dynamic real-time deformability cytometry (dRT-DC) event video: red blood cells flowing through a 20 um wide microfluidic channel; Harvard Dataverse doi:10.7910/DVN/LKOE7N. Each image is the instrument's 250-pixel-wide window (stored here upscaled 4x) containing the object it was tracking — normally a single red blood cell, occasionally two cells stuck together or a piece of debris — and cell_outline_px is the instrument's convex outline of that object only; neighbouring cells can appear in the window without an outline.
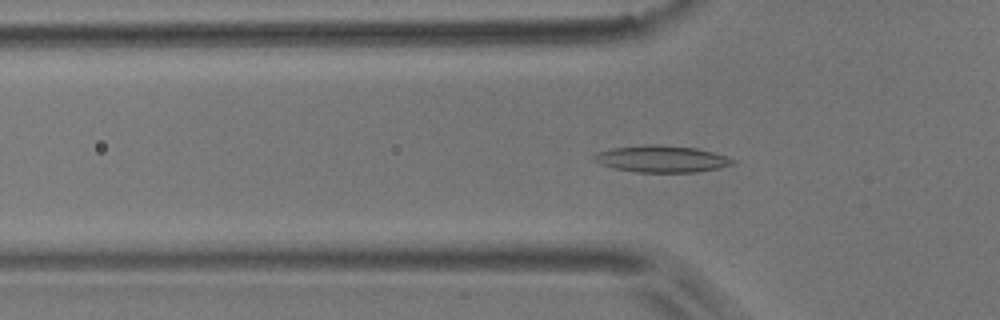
{"species": "common noctule bat (a hibernating species)", "species_latin": "Nyctalus noctula", "temperature_condition": "room temperature", "stored_images_in_passage": 48, "camera_frame_rate_fps": 3000, "um_per_image_px": 0.085, "animal": {"sex": "male", "body_mass_g": 17.9}, "frame": {"image": 1, "passage_image": 11, "time_ms": 3.333, "image_size_px": [1000, 320], "cell_outline_px": [[732, 164], [720, 168], [696, 172], [636, 172], [616, 168], [600, 164], [592, 160], [592, 156], [596, 152], [612, 148], [652, 144], [656, 144], [696, 148], [712, 152], [724, 156], [732, 160]], "centroid_in_image_um": [56.17, 13.51], "position_along_channel_um": 69.6, "area_um2": 21.39}}
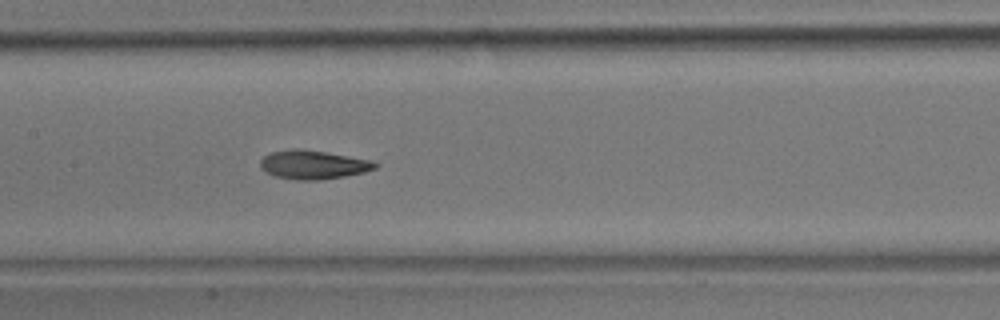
{"frame": {"image": 2, "passage_image": 20, "time_ms": 6.333, "image_size_px": [1000, 320], "cell_outline_px": [[380, 164], [376, 168], [364, 172], [344, 176], [320, 180], [296, 180], [272, 176], [264, 172], [260, 168], [260, 160], [264, 156], [272, 152], [296, 148], [324, 152], [368, 160]], "centroid_in_image_um": [26.56, 14.02], "position_along_channel_um": 180.8, "area_um2": 19.13}}
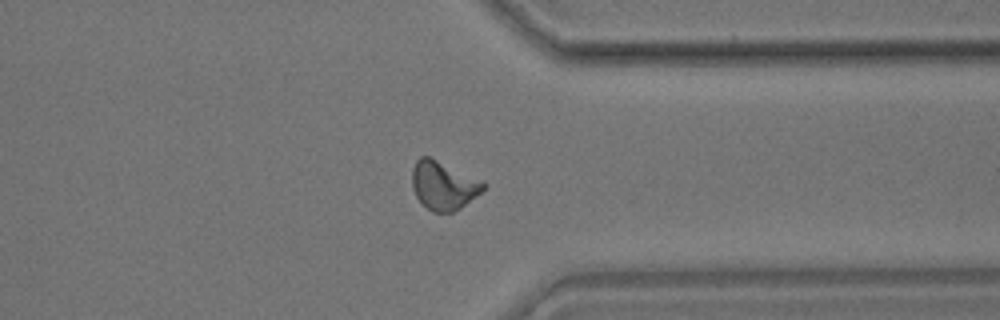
{"frame": {"image": 3, "passage_image": 36, "time_ms": 11.667, "image_size_px": [1000, 320], "cell_outline_px": [[488, 184], [480, 192], [460, 208], [452, 212], [432, 212], [416, 196], [412, 188], [412, 168], [416, 160], [420, 156], [428, 156], [484, 180]], "centroid_in_image_um": [37.7, 15.73], "position_along_channel_um": 373.7, "area_um2": 20.11}, "authors_computed_cell_mechanics": {"area_um2": 19.074, "velocity_mm_per_s": 3.679, "shape_relaxation_time_tau1_ms": 4.9769, "shape_relaxation_time_tau2_ms": 3.0394, "deformation_change_tau1": 0.1624, "deformation_change_tau2": 0.099}}